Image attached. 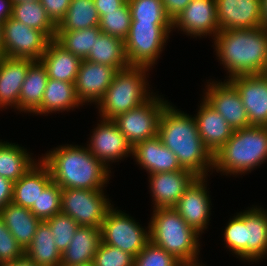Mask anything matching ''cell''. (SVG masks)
Listing matches in <instances>:
<instances>
[{"mask_svg": "<svg viewBox=\"0 0 267 266\" xmlns=\"http://www.w3.org/2000/svg\"><path fill=\"white\" fill-rule=\"evenodd\" d=\"M158 136L176 155L182 169L198 177H209L208 172L213 173V155L203 144L193 115L169 102L160 116Z\"/></svg>", "mask_w": 267, "mask_h": 266, "instance_id": "1", "label": "cell"}, {"mask_svg": "<svg viewBox=\"0 0 267 266\" xmlns=\"http://www.w3.org/2000/svg\"><path fill=\"white\" fill-rule=\"evenodd\" d=\"M40 160L62 189L105 190L111 178V170L86 146L63 144L42 154Z\"/></svg>", "mask_w": 267, "mask_h": 266, "instance_id": "2", "label": "cell"}, {"mask_svg": "<svg viewBox=\"0 0 267 266\" xmlns=\"http://www.w3.org/2000/svg\"><path fill=\"white\" fill-rule=\"evenodd\" d=\"M226 80L238 75L263 74L267 67V29L221 30L212 39Z\"/></svg>", "mask_w": 267, "mask_h": 266, "instance_id": "3", "label": "cell"}, {"mask_svg": "<svg viewBox=\"0 0 267 266\" xmlns=\"http://www.w3.org/2000/svg\"><path fill=\"white\" fill-rule=\"evenodd\" d=\"M267 161V127L236 129L230 139L213 155V172L226 176L251 173Z\"/></svg>", "mask_w": 267, "mask_h": 266, "instance_id": "4", "label": "cell"}, {"mask_svg": "<svg viewBox=\"0 0 267 266\" xmlns=\"http://www.w3.org/2000/svg\"><path fill=\"white\" fill-rule=\"evenodd\" d=\"M150 241L172 254L183 265L200 263V239L195 229L174 208L152 209Z\"/></svg>", "mask_w": 267, "mask_h": 266, "instance_id": "5", "label": "cell"}, {"mask_svg": "<svg viewBox=\"0 0 267 266\" xmlns=\"http://www.w3.org/2000/svg\"><path fill=\"white\" fill-rule=\"evenodd\" d=\"M247 209L230 218L222 237L232 255L253 264L267 255V209L261 205Z\"/></svg>", "mask_w": 267, "mask_h": 266, "instance_id": "6", "label": "cell"}, {"mask_svg": "<svg viewBox=\"0 0 267 266\" xmlns=\"http://www.w3.org/2000/svg\"><path fill=\"white\" fill-rule=\"evenodd\" d=\"M150 70L141 66L118 70L103 99L96 106L100 114L98 116L104 120H112L117 115L147 102L155 94L153 90H149L147 78Z\"/></svg>", "mask_w": 267, "mask_h": 266, "instance_id": "7", "label": "cell"}, {"mask_svg": "<svg viewBox=\"0 0 267 266\" xmlns=\"http://www.w3.org/2000/svg\"><path fill=\"white\" fill-rule=\"evenodd\" d=\"M171 31L172 23L132 22L124 40L130 66L153 69L168 43Z\"/></svg>", "mask_w": 267, "mask_h": 266, "instance_id": "8", "label": "cell"}, {"mask_svg": "<svg viewBox=\"0 0 267 266\" xmlns=\"http://www.w3.org/2000/svg\"><path fill=\"white\" fill-rule=\"evenodd\" d=\"M101 242L117 247L134 258L150 242V224L143 227L139 222L112 205L100 227Z\"/></svg>", "mask_w": 267, "mask_h": 266, "instance_id": "9", "label": "cell"}, {"mask_svg": "<svg viewBox=\"0 0 267 266\" xmlns=\"http://www.w3.org/2000/svg\"><path fill=\"white\" fill-rule=\"evenodd\" d=\"M168 103V100H164L163 95L155 92L141 106L119 114L112 120L133 147L139 142L158 135L160 116Z\"/></svg>", "mask_w": 267, "mask_h": 266, "instance_id": "10", "label": "cell"}, {"mask_svg": "<svg viewBox=\"0 0 267 266\" xmlns=\"http://www.w3.org/2000/svg\"><path fill=\"white\" fill-rule=\"evenodd\" d=\"M105 193L104 190L63 188L61 212L73 218L79 226L100 228L113 205Z\"/></svg>", "mask_w": 267, "mask_h": 266, "instance_id": "11", "label": "cell"}, {"mask_svg": "<svg viewBox=\"0 0 267 266\" xmlns=\"http://www.w3.org/2000/svg\"><path fill=\"white\" fill-rule=\"evenodd\" d=\"M51 39L42 31L8 18L2 25L3 55L39 61Z\"/></svg>", "mask_w": 267, "mask_h": 266, "instance_id": "12", "label": "cell"}, {"mask_svg": "<svg viewBox=\"0 0 267 266\" xmlns=\"http://www.w3.org/2000/svg\"><path fill=\"white\" fill-rule=\"evenodd\" d=\"M100 119L85 146L110 170L113 162L132 156V146L113 120Z\"/></svg>", "mask_w": 267, "mask_h": 266, "instance_id": "13", "label": "cell"}, {"mask_svg": "<svg viewBox=\"0 0 267 266\" xmlns=\"http://www.w3.org/2000/svg\"><path fill=\"white\" fill-rule=\"evenodd\" d=\"M203 99L231 126L233 130L250 127L246 109L236 88L228 81H207Z\"/></svg>", "mask_w": 267, "mask_h": 266, "instance_id": "14", "label": "cell"}, {"mask_svg": "<svg viewBox=\"0 0 267 266\" xmlns=\"http://www.w3.org/2000/svg\"><path fill=\"white\" fill-rule=\"evenodd\" d=\"M174 29L193 38L213 39L219 32L216 0H192L172 21Z\"/></svg>", "mask_w": 267, "mask_h": 266, "instance_id": "15", "label": "cell"}, {"mask_svg": "<svg viewBox=\"0 0 267 266\" xmlns=\"http://www.w3.org/2000/svg\"><path fill=\"white\" fill-rule=\"evenodd\" d=\"M207 181V176L197 177L174 207L182 219L201 235L207 230L211 219L212 203Z\"/></svg>", "mask_w": 267, "mask_h": 266, "instance_id": "16", "label": "cell"}, {"mask_svg": "<svg viewBox=\"0 0 267 266\" xmlns=\"http://www.w3.org/2000/svg\"><path fill=\"white\" fill-rule=\"evenodd\" d=\"M227 80L239 93L250 125L267 127V76L238 75Z\"/></svg>", "mask_w": 267, "mask_h": 266, "instance_id": "17", "label": "cell"}, {"mask_svg": "<svg viewBox=\"0 0 267 266\" xmlns=\"http://www.w3.org/2000/svg\"><path fill=\"white\" fill-rule=\"evenodd\" d=\"M117 71L115 67L82 60L74 83L81 104L97 105L103 99Z\"/></svg>", "mask_w": 267, "mask_h": 266, "instance_id": "18", "label": "cell"}, {"mask_svg": "<svg viewBox=\"0 0 267 266\" xmlns=\"http://www.w3.org/2000/svg\"><path fill=\"white\" fill-rule=\"evenodd\" d=\"M262 0H216L219 31L262 27Z\"/></svg>", "mask_w": 267, "mask_h": 266, "instance_id": "19", "label": "cell"}, {"mask_svg": "<svg viewBox=\"0 0 267 266\" xmlns=\"http://www.w3.org/2000/svg\"><path fill=\"white\" fill-rule=\"evenodd\" d=\"M197 177L193 172L186 169L148 175L153 209L174 208L185 190Z\"/></svg>", "mask_w": 267, "mask_h": 266, "instance_id": "20", "label": "cell"}, {"mask_svg": "<svg viewBox=\"0 0 267 266\" xmlns=\"http://www.w3.org/2000/svg\"><path fill=\"white\" fill-rule=\"evenodd\" d=\"M147 174L182 170L176 155L166 148L160 137L139 142L132 147V157Z\"/></svg>", "mask_w": 267, "mask_h": 266, "instance_id": "21", "label": "cell"}, {"mask_svg": "<svg viewBox=\"0 0 267 266\" xmlns=\"http://www.w3.org/2000/svg\"><path fill=\"white\" fill-rule=\"evenodd\" d=\"M34 61L26 58H0V110H18L20 90L27 70Z\"/></svg>", "mask_w": 267, "mask_h": 266, "instance_id": "22", "label": "cell"}, {"mask_svg": "<svg viewBox=\"0 0 267 266\" xmlns=\"http://www.w3.org/2000/svg\"><path fill=\"white\" fill-rule=\"evenodd\" d=\"M194 114L199 135L205 147L214 155L232 136L234 130L203 98Z\"/></svg>", "mask_w": 267, "mask_h": 266, "instance_id": "23", "label": "cell"}, {"mask_svg": "<svg viewBox=\"0 0 267 266\" xmlns=\"http://www.w3.org/2000/svg\"><path fill=\"white\" fill-rule=\"evenodd\" d=\"M39 61L46 69L48 78L75 83L82 60L51 39Z\"/></svg>", "mask_w": 267, "mask_h": 266, "instance_id": "24", "label": "cell"}, {"mask_svg": "<svg viewBox=\"0 0 267 266\" xmlns=\"http://www.w3.org/2000/svg\"><path fill=\"white\" fill-rule=\"evenodd\" d=\"M51 182L50 171L39 158L32 168L14 182L12 202L30 209Z\"/></svg>", "mask_w": 267, "mask_h": 266, "instance_id": "25", "label": "cell"}, {"mask_svg": "<svg viewBox=\"0 0 267 266\" xmlns=\"http://www.w3.org/2000/svg\"><path fill=\"white\" fill-rule=\"evenodd\" d=\"M100 243L99 227L79 226L69 246L61 254L60 266L92 263Z\"/></svg>", "mask_w": 267, "mask_h": 266, "instance_id": "26", "label": "cell"}, {"mask_svg": "<svg viewBox=\"0 0 267 266\" xmlns=\"http://www.w3.org/2000/svg\"><path fill=\"white\" fill-rule=\"evenodd\" d=\"M79 106L83 107L77 98L74 83L48 78L41 106L33 115L69 112Z\"/></svg>", "mask_w": 267, "mask_h": 266, "instance_id": "27", "label": "cell"}, {"mask_svg": "<svg viewBox=\"0 0 267 266\" xmlns=\"http://www.w3.org/2000/svg\"><path fill=\"white\" fill-rule=\"evenodd\" d=\"M7 229L25 251L30 245L42 221L36 217L29 208H24L13 202L8 203L0 210Z\"/></svg>", "mask_w": 267, "mask_h": 266, "instance_id": "28", "label": "cell"}, {"mask_svg": "<svg viewBox=\"0 0 267 266\" xmlns=\"http://www.w3.org/2000/svg\"><path fill=\"white\" fill-rule=\"evenodd\" d=\"M48 75L40 61H34L28 68L22 84L18 111L32 114L41 106Z\"/></svg>", "mask_w": 267, "mask_h": 266, "instance_id": "29", "label": "cell"}, {"mask_svg": "<svg viewBox=\"0 0 267 266\" xmlns=\"http://www.w3.org/2000/svg\"><path fill=\"white\" fill-rule=\"evenodd\" d=\"M18 143L0 141V176L16 182L38 161ZM34 158V159H33Z\"/></svg>", "mask_w": 267, "mask_h": 266, "instance_id": "30", "label": "cell"}, {"mask_svg": "<svg viewBox=\"0 0 267 266\" xmlns=\"http://www.w3.org/2000/svg\"><path fill=\"white\" fill-rule=\"evenodd\" d=\"M50 226L41 221L24 255L38 266H60L61 253L56 247Z\"/></svg>", "mask_w": 267, "mask_h": 266, "instance_id": "31", "label": "cell"}, {"mask_svg": "<svg viewBox=\"0 0 267 266\" xmlns=\"http://www.w3.org/2000/svg\"><path fill=\"white\" fill-rule=\"evenodd\" d=\"M85 60L115 67L118 70L130 66L126 56L124 40L102 32L95 40Z\"/></svg>", "mask_w": 267, "mask_h": 266, "instance_id": "32", "label": "cell"}, {"mask_svg": "<svg viewBox=\"0 0 267 266\" xmlns=\"http://www.w3.org/2000/svg\"><path fill=\"white\" fill-rule=\"evenodd\" d=\"M11 17L30 28L44 32L50 39L55 38L56 25L47 15L40 0L12 4Z\"/></svg>", "mask_w": 267, "mask_h": 266, "instance_id": "33", "label": "cell"}, {"mask_svg": "<svg viewBox=\"0 0 267 266\" xmlns=\"http://www.w3.org/2000/svg\"><path fill=\"white\" fill-rule=\"evenodd\" d=\"M100 17L94 0H71L64 18L56 26V31H75L99 26Z\"/></svg>", "mask_w": 267, "mask_h": 266, "instance_id": "34", "label": "cell"}, {"mask_svg": "<svg viewBox=\"0 0 267 266\" xmlns=\"http://www.w3.org/2000/svg\"><path fill=\"white\" fill-rule=\"evenodd\" d=\"M99 26L75 31H56L55 40L69 52L84 60L100 35Z\"/></svg>", "mask_w": 267, "mask_h": 266, "instance_id": "35", "label": "cell"}, {"mask_svg": "<svg viewBox=\"0 0 267 266\" xmlns=\"http://www.w3.org/2000/svg\"><path fill=\"white\" fill-rule=\"evenodd\" d=\"M132 22L172 23L162 0H127Z\"/></svg>", "mask_w": 267, "mask_h": 266, "instance_id": "36", "label": "cell"}, {"mask_svg": "<svg viewBox=\"0 0 267 266\" xmlns=\"http://www.w3.org/2000/svg\"><path fill=\"white\" fill-rule=\"evenodd\" d=\"M131 23V12L126 1L117 11L106 12V15L101 16L99 28L102 33L125 40Z\"/></svg>", "mask_w": 267, "mask_h": 266, "instance_id": "37", "label": "cell"}, {"mask_svg": "<svg viewBox=\"0 0 267 266\" xmlns=\"http://www.w3.org/2000/svg\"><path fill=\"white\" fill-rule=\"evenodd\" d=\"M62 188L51 182L39 195L37 202L30 208L31 212L42 221L61 212Z\"/></svg>", "mask_w": 267, "mask_h": 266, "instance_id": "38", "label": "cell"}, {"mask_svg": "<svg viewBox=\"0 0 267 266\" xmlns=\"http://www.w3.org/2000/svg\"><path fill=\"white\" fill-rule=\"evenodd\" d=\"M45 221L49 224L51 232L54 235L53 241L62 254L67 249L76 233L79 227L78 223L69 215L62 212L57 213Z\"/></svg>", "mask_w": 267, "mask_h": 266, "instance_id": "39", "label": "cell"}, {"mask_svg": "<svg viewBox=\"0 0 267 266\" xmlns=\"http://www.w3.org/2000/svg\"><path fill=\"white\" fill-rule=\"evenodd\" d=\"M172 254L151 241L134 258L133 266H182Z\"/></svg>", "mask_w": 267, "mask_h": 266, "instance_id": "40", "label": "cell"}, {"mask_svg": "<svg viewBox=\"0 0 267 266\" xmlns=\"http://www.w3.org/2000/svg\"><path fill=\"white\" fill-rule=\"evenodd\" d=\"M92 263L94 266H133L134 257L117 247L101 242Z\"/></svg>", "mask_w": 267, "mask_h": 266, "instance_id": "41", "label": "cell"}, {"mask_svg": "<svg viewBox=\"0 0 267 266\" xmlns=\"http://www.w3.org/2000/svg\"><path fill=\"white\" fill-rule=\"evenodd\" d=\"M23 256V248L12 236L0 216V265L15 261Z\"/></svg>", "mask_w": 267, "mask_h": 266, "instance_id": "42", "label": "cell"}, {"mask_svg": "<svg viewBox=\"0 0 267 266\" xmlns=\"http://www.w3.org/2000/svg\"><path fill=\"white\" fill-rule=\"evenodd\" d=\"M70 2L71 0H40L47 15L56 26L64 18Z\"/></svg>", "mask_w": 267, "mask_h": 266, "instance_id": "43", "label": "cell"}, {"mask_svg": "<svg viewBox=\"0 0 267 266\" xmlns=\"http://www.w3.org/2000/svg\"><path fill=\"white\" fill-rule=\"evenodd\" d=\"M13 184L11 180L0 176V210L12 202Z\"/></svg>", "mask_w": 267, "mask_h": 266, "instance_id": "44", "label": "cell"}, {"mask_svg": "<svg viewBox=\"0 0 267 266\" xmlns=\"http://www.w3.org/2000/svg\"><path fill=\"white\" fill-rule=\"evenodd\" d=\"M192 0H162L167 15L173 21Z\"/></svg>", "mask_w": 267, "mask_h": 266, "instance_id": "45", "label": "cell"}, {"mask_svg": "<svg viewBox=\"0 0 267 266\" xmlns=\"http://www.w3.org/2000/svg\"><path fill=\"white\" fill-rule=\"evenodd\" d=\"M127 0H94L99 17L106 12L117 11Z\"/></svg>", "mask_w": 267, "mask_h": 266, "instance_id": "46", "label": "cell"}, {"mask_svg": "<svg viewBox=\"0 0 267 266\" xmlns=\"http://www.w3.org/2000/svg\"><path fill=\"white\" fill-rule=\"evenodd\" d=\"M12 15V1L0 0V22L6 21Z\"/></svg>", "mask_w": 267, "mask_h": 266, "instance_id": "47", "label": "cell"}, {"mask_svg": "<svg viewBox=\"0 0 267 266\" xmlns=\"http://www.w3.org/2000/svg\"><path fill=\"white\" fill-rule=\"evenodd\" d=\"M0 266H38L32 260L27 258L25 255L15 261L2 264Z\"/></svg>", "mask_w": 267, "mask_h": 266, "instance_id": "48", "label": "cell"}, {"mask_svg": "<svg viewBox=\"0 0 267 266\" xmlns=\"http://www.w3.org/2000/svg\"><path fill=\"white\" fill-rule=\"evenodd\" d=\"M263 23L262 26L267 29V0H262Z\"/></svg>", "mask_w": 267, "mask_h": 266, "instance_id": "49", "label": "cell"}, {"mask_svg": "<svg viewBox=\"0 0 267 266\" xmlns=\"http://www.w3.org/2000/svg\"><path fill=\"white\" fill-rule=\"evenodd\" d=\"M2 25H3V23L0 22V58L3 56V46H2Z\"/></svg>", "mask_w": 267, "mask_h": 266, "instance_id": "50", "label": "cell"}, {"mask_svg": "<svg viewBox=\"0 0 267 266\" xmlns=\"http://www.w3.org/2000/svg\"><path fill=\"white\" fill-rule=\"evenodd\" d=\"M12 4L19 3V2H28V1H37V0H11Z\"/></svg>", "mask_w": 267, "mask_h": 266, "instance_id": "51", "label": "cell"}, {"mask_svg": "<svg viewBox=\"0 0 267 266\" xmlns=\"http://www.w3.org/2000/svg\"><path fill=\"white\" fill-rule=\"evenodd\" d=\"M182 266H206L205 264H201L200 263H197V264H187V265H182Z\"/></svg>", "mask_w": 267, "mask_h": 266, "instance_id": "52", "label": "cell"}, {"mask_svg": "<svg viewBox=\"0 0 267 266\" xmlns=\"http://www.w3.org/2000/svg\"><path fill=\"white\" fill-rule=\"evenodd\" d=\"M69 266H94L93 263H87V264H82V265H69Z\"/></svg>", "mask_w": 267, "mask_h": 266, "instance_id": "53", "label": "cell"}, {"mask_svg": "<svg viewBox=\"0 0 267 266\" xmlns=\"http://www.w3.org/2000/svg\"><path fill=\"white\" fill-rule=\"evenodd\" d=\"M265 76H267V67H266V69H265V71H264V73H263Z\"/></svg>", "mask_w": 267, "mask_h": 266, "instance_id": "54", "label": "cell"}]
</instances>
